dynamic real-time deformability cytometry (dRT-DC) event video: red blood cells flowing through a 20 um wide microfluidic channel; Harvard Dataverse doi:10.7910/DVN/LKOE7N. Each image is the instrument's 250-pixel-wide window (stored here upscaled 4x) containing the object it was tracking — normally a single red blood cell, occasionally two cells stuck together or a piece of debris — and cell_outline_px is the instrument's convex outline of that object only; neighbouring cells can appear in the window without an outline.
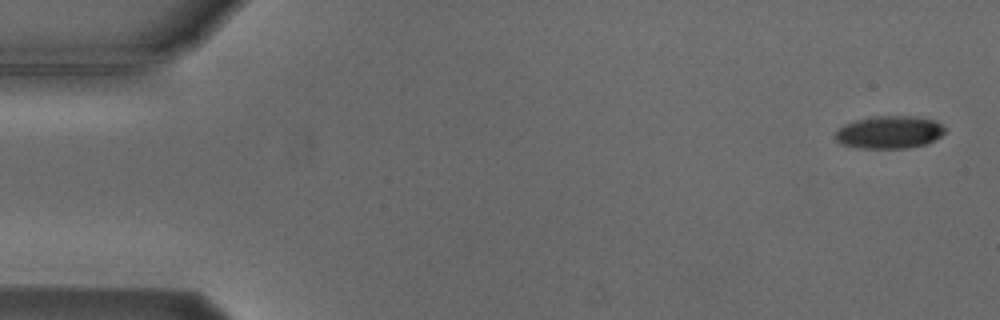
{"species": "Egyptian fruit bat (a non-hibernating species)", "species_latin": "Rousettus aegyptiacus", "temperature_condition": "cold", "stored_images_in_passage": 4, "camera_frame_rate_fps": 3000, "um_per_image_px": 0.085, "animal": {"sex": "male"}, "frame": {"image": 1, "passage_image": 1, "time_ms": 0.0, "image_size_px": [1000, 320], "cell_outline_px": [[944, 132], [940, 136], [924, 144], [908, 148], [860, 148], [840, 144], [832, 136], [836, 128], [844, 124], [856, 120], [872, 116], [912, 116], [936, 120], [944, 128]], "centroid_in_image_um": [75.51, 11.23], "position_along_channel_um": 9.5, "area_um2": 20.98}}